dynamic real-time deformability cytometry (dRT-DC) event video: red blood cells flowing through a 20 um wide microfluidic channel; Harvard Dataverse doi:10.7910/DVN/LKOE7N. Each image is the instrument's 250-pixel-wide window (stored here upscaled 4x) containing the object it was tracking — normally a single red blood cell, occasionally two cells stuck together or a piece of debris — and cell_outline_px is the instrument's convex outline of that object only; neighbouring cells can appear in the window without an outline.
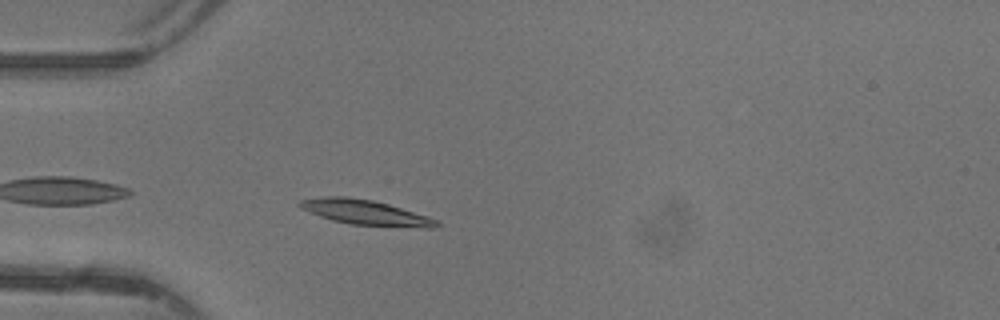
{"species": "common noctule bat (a hibernating species)", "species_latin": "Nyctalus noctula", "temperature_condition": "warm", "stored_images_in_passage": 35, "camera_frame_rate_fps": 3000, "um_per_image_px": 0.085, "animal": {"sex": "female"}, "frame": {"image": 1, "passage_image": 2, "time_ms": 0.333, "image_size_px": [1000, 320], "cell_outline_px": [[440, 228], [424, 228], [352, 224], [332, 220], [320, 216], [300, 208], [296, 204], [300, 200], [324, 196], [344, 196], [372, 200], [388, 204], [428, 216], [436, 220], [440, 224]], "centroid_in_image_um": [31.07, 18.06], "position_along_channel_um": 53.9, "area_um2": 19.88}}
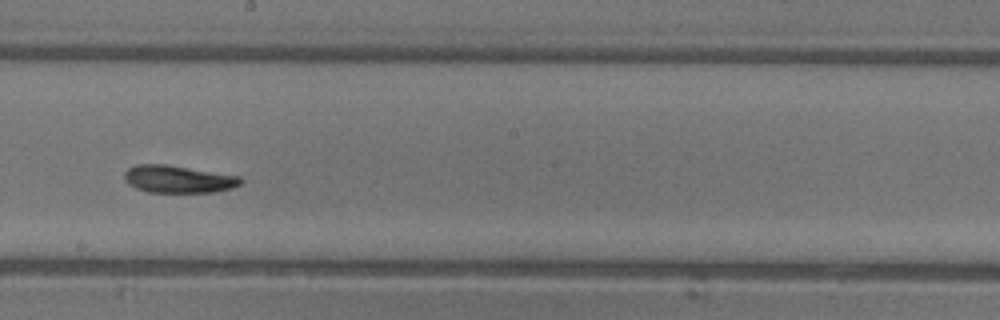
{"frame": {"image": 2, "passage_image": 15, "time_ms": 4.667, "image_size_px": [1000, 320], "cell_outline_px": [[244, 180], [240, 184], [232, 188], [212, 192], [148, 192], [136, 188], [128, 184], [124, 180], [124, 172], [128, 168], [136, 164], [164, 164], [240, 176]], "centroid_in_image_um": [15.12, 15.22], "position_along_channel_um": 233.1, "area_um2": 18.55}}
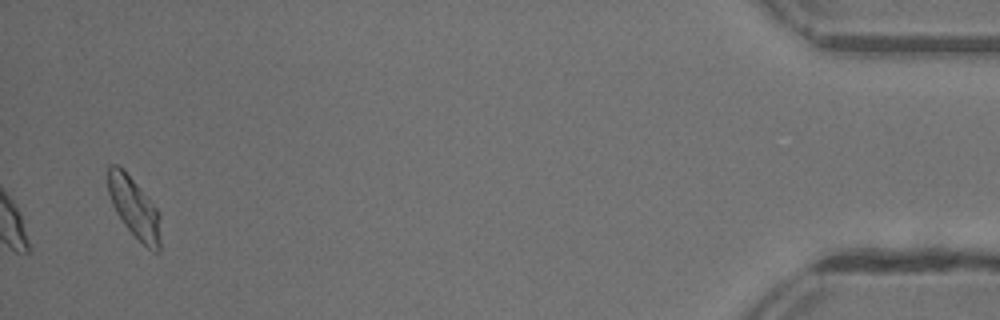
{"frame": {"image": 3, "passage_image": 34, "time_ms": 11.0, "image_size_px": [1000, 320], "cell_outline_px": [[160, 252], [152, 252], [124, 224], [116, 212], [112, 204], [108, 192], [108, 164], [116, 164], [140, 188], [156, 208], [160, 216]], "centroid_in_image_um": [11.42, 17.69], "position_along_channel_um": 423.8, "area_um2": 18.03}, "authors_computed_cell_mechanics": {"area_um2": 18.496, "velocity_mm_per_s": 4.3597, "shape_relaxation_time_tau1_ms": 3.4336, "shape_relaxation_time_tau2_ms": 8.4683, "deformation_change_tau1": 0.136, "deformation_change_tau2": 0.1432}}